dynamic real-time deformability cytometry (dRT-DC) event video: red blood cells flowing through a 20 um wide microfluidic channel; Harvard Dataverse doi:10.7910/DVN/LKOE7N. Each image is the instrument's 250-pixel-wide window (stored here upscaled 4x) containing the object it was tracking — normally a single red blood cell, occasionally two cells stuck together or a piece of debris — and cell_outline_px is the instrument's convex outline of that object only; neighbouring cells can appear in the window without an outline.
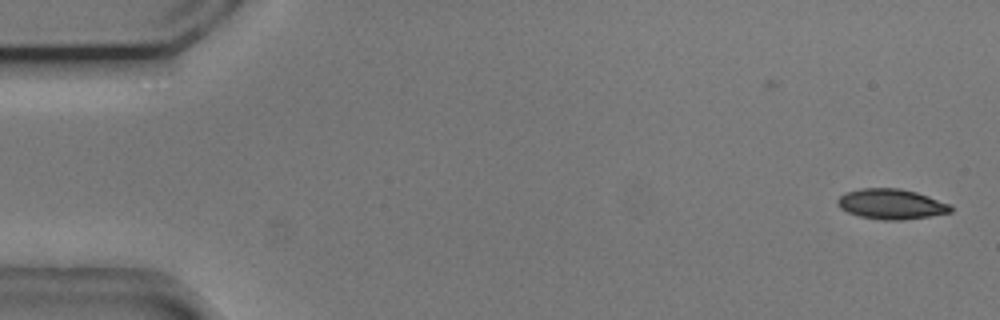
{"species": "common noctule bat (a hibernating species)", "species_latin": "Nyctalus noctula", "temperature_condition": "cold", "stored_images_in_passage": 15, "camera_frame_rate_fps": 3000, "um_per_image_px": 0.085, "animal": {"sex": "male", "body_mass_g": 20.5, "forearm_length_mm": 52.5}, "frame": {"image": 1, "passage_image": 1, "time_ms": 0.0, "image_size_px": [1000, 320], "cell_outline_px": [[952, 212], [928, 216], [900, 220], [880, 220], [860, 216], [848, 212], [840, 208], [836, 204], [836, 200], [844, 192], [864, 188], [900, 188], [916, 192], [952, 204]], "centroid_in_image_um": [75.74, 17.34], "position_along_channel_um": 9.3, "area_um2": 20.0}}
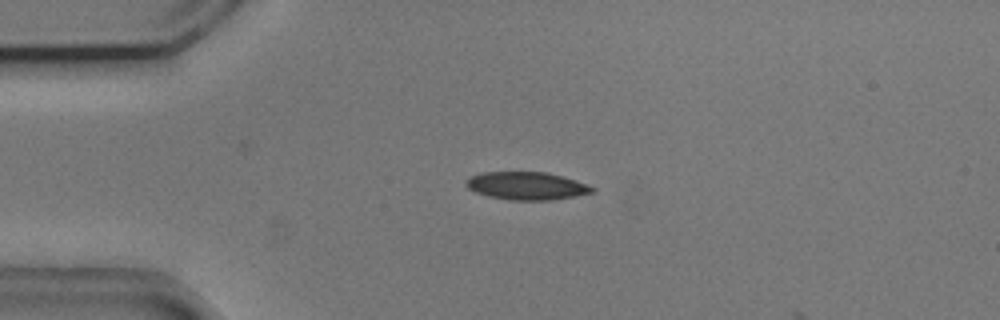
{"frame": {"image": 2, "passage_image": 12, "time_ms": 3.667, "image_size_px": [1000, 320], "cell_outline_px": [[596, 192], [552, 200], [508, 200], [488, 196], [476, 192], [468, 188], [464, 184], [464, 180], [472, 176], [484, 172], [548, 172], [576, 180], [588, 184], [596, 188]], "centroid_in_image_um": [44.78, 15.8], "position_along_channel_um": 40.2, "area_um2": 20.63}}